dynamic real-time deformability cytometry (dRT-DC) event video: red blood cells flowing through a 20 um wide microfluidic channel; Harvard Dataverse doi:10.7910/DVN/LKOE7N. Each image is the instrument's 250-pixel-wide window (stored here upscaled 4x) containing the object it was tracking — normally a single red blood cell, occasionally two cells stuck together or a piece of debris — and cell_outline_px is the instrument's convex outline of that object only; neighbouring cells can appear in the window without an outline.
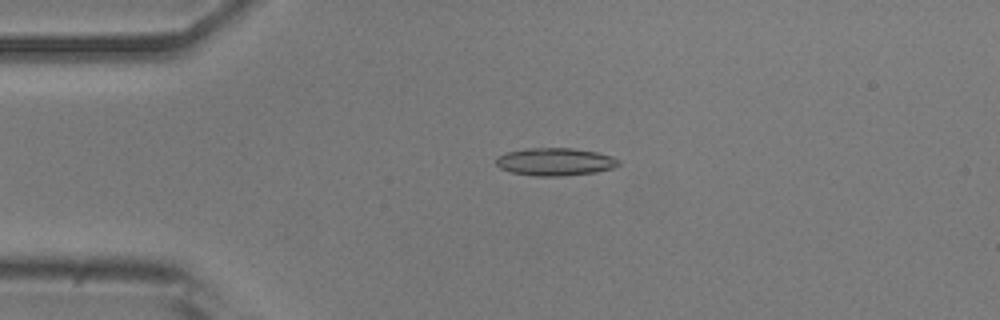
{"species": "common noctule bat (a hibernating species)", "species_latin": "Nyctalus noctula", "temperature_condition": "room temperature", "stored_images_in_passage": 52, "camera_frame_rate_fps": 3000, "um_per_image_px": 0.085, "animal": {"sex": "male", "body_mass_g": 20.5, "forearm_length_mm": 52.5}, "frame": {"image": 1, "passage_image": 12, "time_ms": 3.667, "image_size_px": [1000, 320], "cell_outline_px": [[620, 164], [612, 168], [596, 172], [560, 176], [532, 176], [512, 172], [500, 168], [496, 164], [496, 160], [500, 156], [508, 152], [528, 148], [572, 148], [596, 152], [612, 156], [620, 160]], "centroid_in_image_um": [47.21, 13.75], "position_along_channel_um": 37.8, "area_um2": 19.65}}
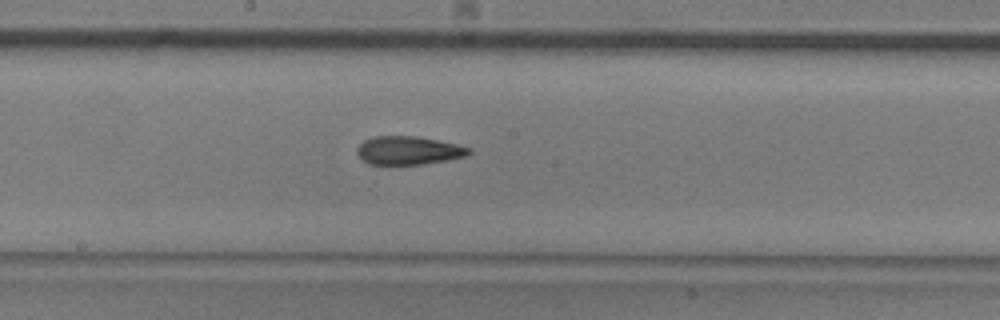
{"frame": {"image": 2, "passage_image": 28, "time_ms": 9.0, "image_size_px": [1000, 320], "cell_outline_px": [[472, 152], [464, 156], [448, 160], [424, 164], [368, 164], [356, 152], [356, 148], [364, 140], [372, 136], [416, 136], [456, 144], [472, 148]], "centroid_in_image_um": [34.72, 12.78], "position_along_channel_um": 213.5, "area_um2": 18.44}}
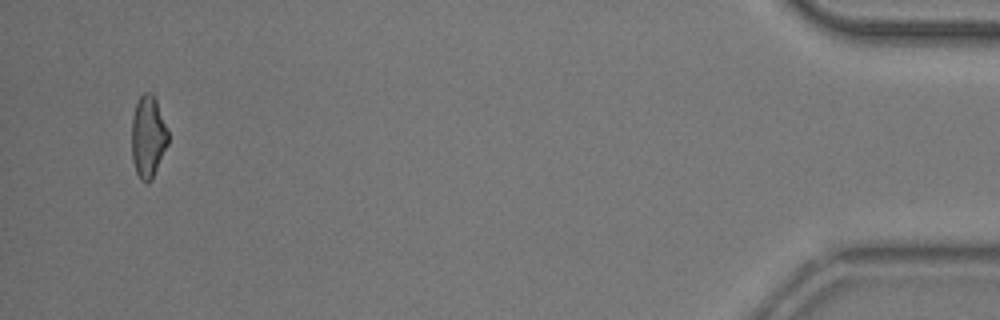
{"frame": {"image": 3, "passage_image": 51, "time_ms": 16.667, "image_size_px": [1000, 320], "cell_outline_px": [[168, 144], [152, 180], [140, 180], [136, 172], [132, 160], [132, 116], [136, 104], [140, 96], [144, 92], [152, 92], [156, 96], [168, 128]], "centroid_in_image_um": [12.6, 11.57], "position_along_channel_um": 422.6, "area_um2": 17.69}, "authors_computed_cell_mechanics": {"area_um2": 18.8428, "velocity_mm_per_s": 3.8151, "shape_relaxation_time_tau1_ms": 8.7978, "shape_relaxation_time_tau2_ms": 4.3596, "deformation_change_tau1": 0.1635, "deformation_change_tau2": 0.1427}}